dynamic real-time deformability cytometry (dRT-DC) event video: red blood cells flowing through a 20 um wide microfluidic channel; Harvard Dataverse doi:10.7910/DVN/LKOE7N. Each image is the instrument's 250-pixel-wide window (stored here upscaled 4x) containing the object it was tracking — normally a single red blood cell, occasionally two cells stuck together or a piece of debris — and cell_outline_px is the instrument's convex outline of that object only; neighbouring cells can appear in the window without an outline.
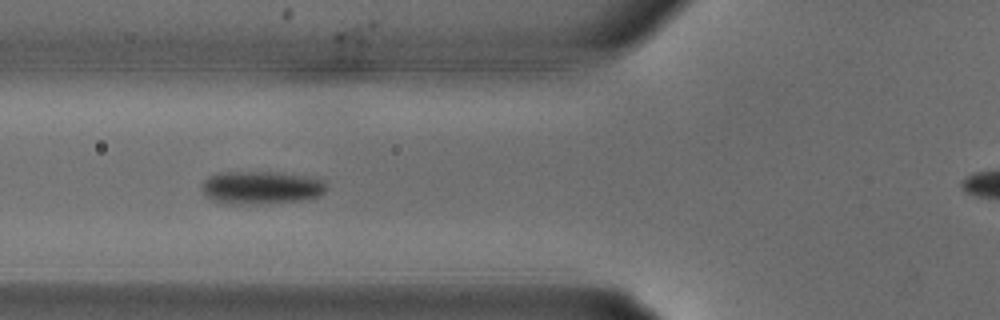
{"species": "common noctule bat (a hibernating species)", "species_latin": "Nyctalus noctula", "temperature_condition": "warm", "stored_images_in_passage": 18, "camera_frame_rate_fps": 3000, "um_per_image_px": 0.085, "animal": {"sex": "male", "body_mass_g": 18.8}, "frame": {"image": 1, "passage_image": 11, "time_ms": 3.333, "image_size_px": [1000, 320], "cell_outline_px": [[328, 188], [320, 196], [304, 200], [268, 204], [220, 204], [204, 196], [200, 188], [200, 184], [208, 176], [220, 172], [276, 172], [324, 180]], "centroid_in_image_um": [22.13, 15.97], "position_along_channel_um": 103.7, "area_um2": 24.51}}
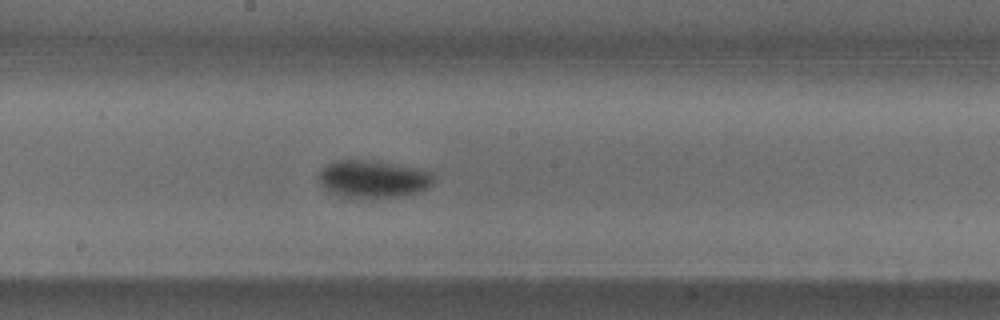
{"frame": {"image": 2, "passage_image": 16, "time_ms": 5.0, "image_size_px": [1000, 320], "cell_outline_px": [[436, 176], [432, 184], [428, 188], [420, 192], [404, 196], [364, 200], [352, 200], [340, 196], [324, 188], [316, 176], [328, 164], [336, 160], [368, 160], [424, 168], [436, 172]], "centroid_in_image_um": [31.79, 15.25], "position_along_channel_um": 216.4, "area_um2": 26.24}}